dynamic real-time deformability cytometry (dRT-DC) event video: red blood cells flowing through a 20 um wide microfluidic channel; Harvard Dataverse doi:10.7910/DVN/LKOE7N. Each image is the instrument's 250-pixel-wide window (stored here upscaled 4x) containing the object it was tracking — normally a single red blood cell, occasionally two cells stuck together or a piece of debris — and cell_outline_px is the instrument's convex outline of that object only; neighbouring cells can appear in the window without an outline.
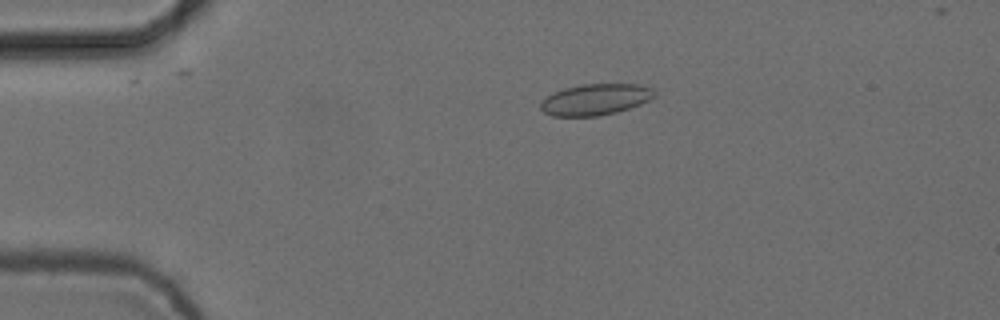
{"species": "common noctule bat (a hibernating species)", "species_latin": "Nyctalus noctula", "temperature_condition": "cold", "stored_images_in_passage": 7, "camera_frame_rate_fps": 3000, "um_per_image_px": 0.085, "animal": {"sex": "female", "body_mass_g": 24.6, "forearm_length_mm": 56.2}, "frame": {"image": 1, "passage_image": 4, "time_ms": 1.0, "image_size_px": [1000, 320], "cell_outline_px": [[656, 96], [640, 104], [616, 112], [596, 116], [552, 116], [544, 112], [540, 108], [540, 104], [552, 92], [564, 88], [584, 84], [640, 84], [652, 88], [656, 92]], "centroid_in_image_um": [50.62, 8.45], "position_along_channel_um": 34.4, "area_um2": 20.63}}
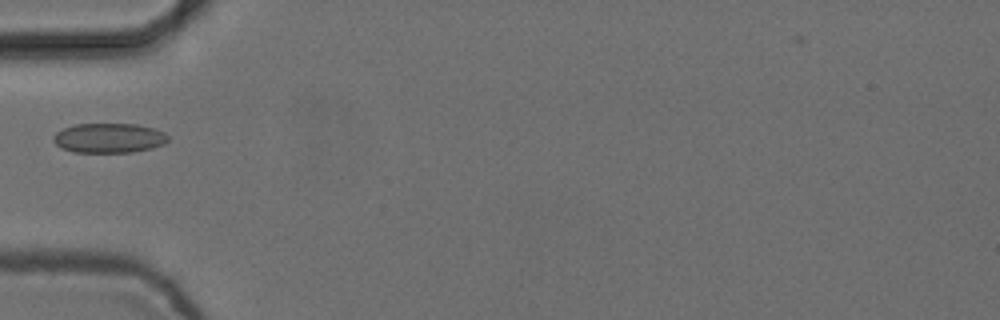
{"frame": {"image": 2, "passage_image": 6, "time_ms": 1.667, "image_size_px": [1000, 320], "cell_outline_px": [[168, 140], [164, 144], [152, 148], [132, 152], [72, 152], [60, 148], [52, 140], [52, 136], [56, 132], [64, 128], [76, 124], [136, 124], [152, 128], [164, 132], [168, 136]], "centroid_in_image_um": [9.23, 11.73], "position_along_channel_um": 75.8, "area_um2": 19.88}}
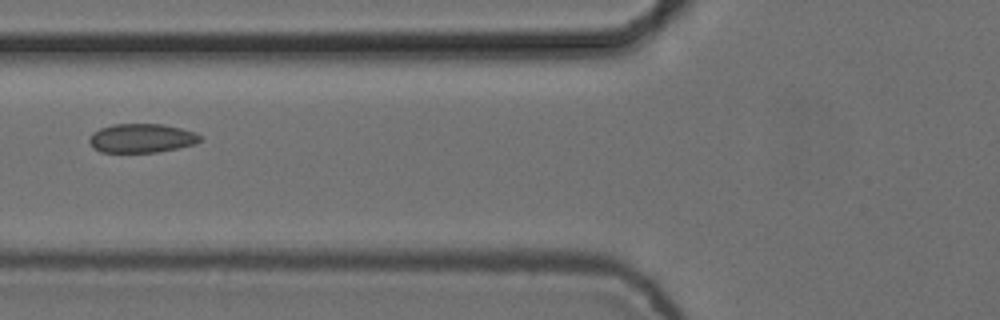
{"frame": {"image": 3, "passage_image": 7, "time_ms": 2.0, "image_size_px": [1000, 320], "cell_outline_px": [[204, 140], [196, 144], [156, 152], [100, 152], [92, 148], [88, 140], [92, 132], [100, 128], [112, 124], [164, 124], [196, 132]], "centroid_in_image_um": [12.03, 11.74], "position_along_channel_um": 113.8, "area_um2": 18.9}}